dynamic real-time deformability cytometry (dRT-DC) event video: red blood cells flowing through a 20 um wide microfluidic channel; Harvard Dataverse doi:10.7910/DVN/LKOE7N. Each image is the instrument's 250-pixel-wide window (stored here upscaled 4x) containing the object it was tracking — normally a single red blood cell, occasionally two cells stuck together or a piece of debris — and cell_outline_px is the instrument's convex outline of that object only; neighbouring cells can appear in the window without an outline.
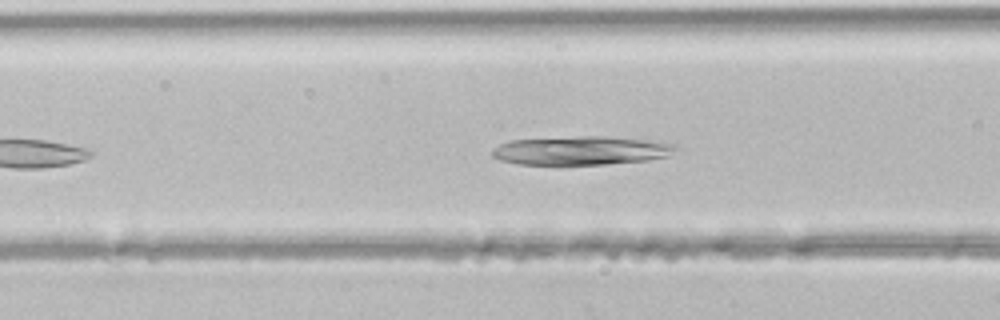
{"species": "common noctule bat (a hibernating species)", "species_latin": "Nyctalus noctula", "temperature_condition": "room temperature", "stored_images_in_passage": 5, "segment_of_instrument_passage": [1, 2], "camera_frame_rate_fps": 3000, "um_per_image_px": 0.085, "animal": {"sex": "male", "body_mass_g": 21.5, "forearm_length_mm": 52.0}, "frame": {"image": 1, "passage_image": 3, "time_ms": 0.667, "image_size_px": [1000, 320], "cell_outline_px": [[676, 148], [668, 156], [648, 160], [608, 164], [516, 164], [500, 160], [492, 156], [492, 148], [500, 144], [512, 140], [580, 136], [604, 136], [644, 140], [672, 144]], "centroid_in_image_um": [49.33, 12.8], "position_along_channel_um": 117.3, "area_um2": 30.35}}